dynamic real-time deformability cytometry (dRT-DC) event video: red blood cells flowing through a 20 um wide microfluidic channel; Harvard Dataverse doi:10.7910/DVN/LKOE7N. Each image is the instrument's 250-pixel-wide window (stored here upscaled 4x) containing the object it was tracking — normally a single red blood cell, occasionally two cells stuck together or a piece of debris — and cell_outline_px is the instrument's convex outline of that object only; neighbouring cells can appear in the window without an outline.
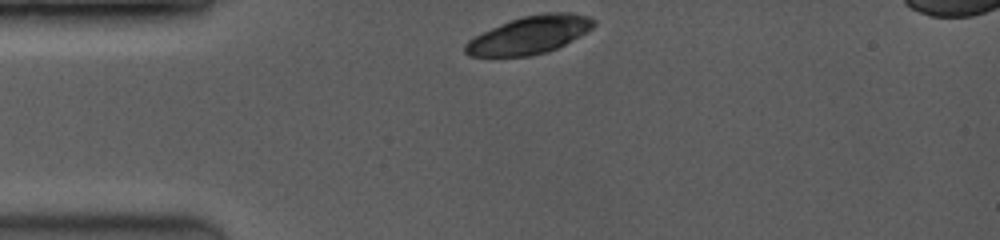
{"species": "common noctule bat (a hibernating species)", "species_latin": "Nyctalus noctula", "temperature_condition": "room temperature", "stored_images_in_passage": 5, "camera_frame_rate_fps": 3500, "um_per_image_px": 0.085, "animal": {"sex": "female", "body_mass_g": 19.0, "forearm_length_mm": 53.3}, "frame": {"image": 1, "passage_image": 1, "time_ms": 0.0, "image_size_px": [1000, 240], "cell_outline_px": [[596, 24], [592, 28], [572, 40], [556, 48], [544, 52], [528, 56], [468, 56], [464, 52], [464, 44], [468, 40], [500, 24], [524, 16], [544, 12], [568, 12], [588, 16], [596, 20]], "centroid_in_image_um": [45.01, 2.96], "position_along_channel_um": 40.0, "area_um2": 27.92}}